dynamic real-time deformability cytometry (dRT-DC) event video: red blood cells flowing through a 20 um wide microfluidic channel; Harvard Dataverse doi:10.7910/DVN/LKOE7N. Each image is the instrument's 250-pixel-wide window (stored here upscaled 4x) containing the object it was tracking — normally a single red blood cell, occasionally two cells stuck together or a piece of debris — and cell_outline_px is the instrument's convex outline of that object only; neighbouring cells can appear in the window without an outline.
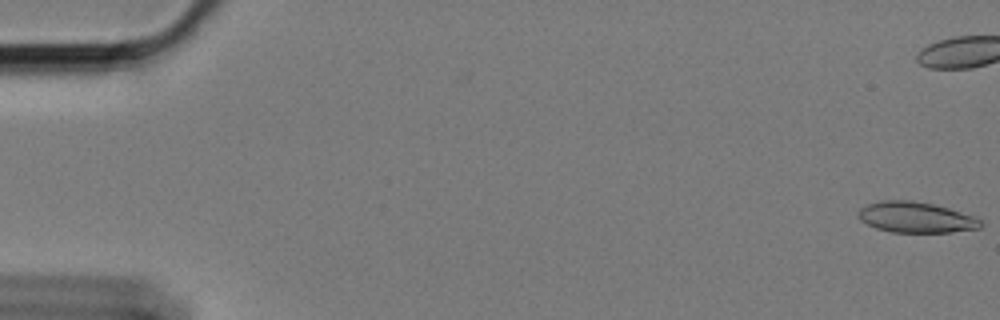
{"species": "Egyptian fruit bat (a non-hibernating species)", "species_latin": "Rousettus aegyptiacus", "temperature_condition": "cold", "stored_images_in_passage": 61, "camera_frame_rate_fps": 3000, "um_per_image_px": 0.085, "animal": {"sex": "female"}, "frame": {"image": 1, "passage_image": 1, "time_ms": 0.0, "image_size_px": [1000, 320], "cell_outline_px": [[984, 224], [980, 228], [952, 232], [892, 232], [876, 228], [860, 220], [860, 208], [868, 204], [880, 200], [912, 200], [932, 204], [948, 208], [976, 216]], "centroid_in_image_um": [77.89, 18.47], "position_along_channel_um": 7.1, "area_um2": 21.85}}
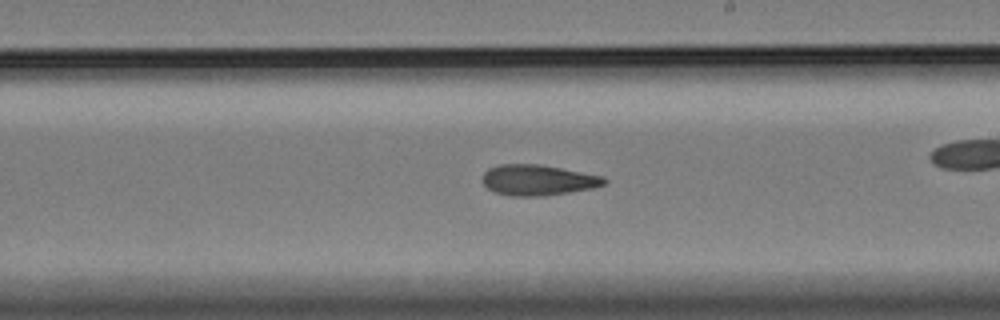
{"frame": {"image": 2, "passage_image": 35, "time_ms": 11.333, "image_size_px": [1000, 320], "cell_outline_px": [[608, 180], [604, 184], [592, 188], [544, 196], [512, 196], [496, 192], [488, 188], [484, 184], [484, 172], [488, 168], [500, 164], [540, 164], [604, 176]], "centroid_in_image_um": [45.74, 15.3], "position_along_channel_um": 243.3, "area_um2": 21.62}}
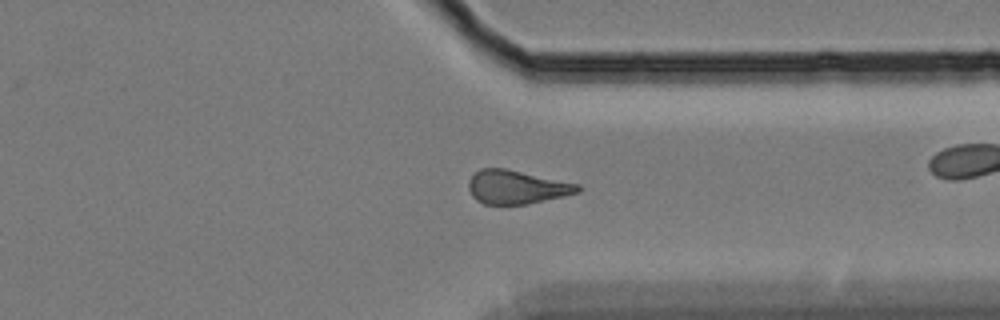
{"frame": {"image": 3, "passage_image": 46, "time_ms": 15.0, "image_size_px": [1000, 320], "cell_outline_px": [[580, 192], [564, 196], [528, 204], [484, 204], [476, 200], [472, 196], [468, 188], [468, 180], [480, 168], [504, 168], [580, 184]], "centroid_in_image_um": [43.9, 15.9], "position_along_channel_um": 367.5, "area_um2": 21.39}}